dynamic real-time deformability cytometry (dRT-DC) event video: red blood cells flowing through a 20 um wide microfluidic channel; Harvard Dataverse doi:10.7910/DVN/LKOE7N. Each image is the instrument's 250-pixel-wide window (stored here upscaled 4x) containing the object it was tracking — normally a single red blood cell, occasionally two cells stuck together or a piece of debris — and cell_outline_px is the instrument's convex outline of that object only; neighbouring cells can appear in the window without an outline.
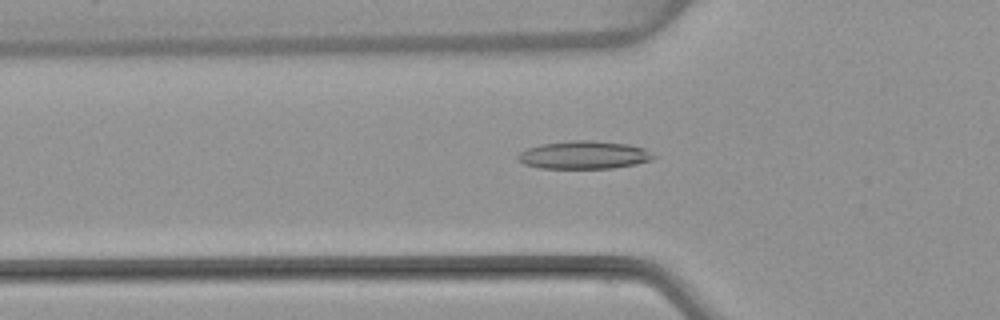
{"species": "common noctule bat (a hibernating species)", "species_latin": "Nyctalus noctula", "temperature_condition": "warm", "stored_images_in_passage": 53, "camera_frame_rate_fps": 3000, "um_per_image_px": 0.085, "animal": {"sex": "female", "body_mass_g": 22.7, "forearm_length_mm": 54.2}, "frame": {"image": 1, "passage_image": 18, "time_ms": 5.667, "image_size_px": [1000, 320], "cell_outline_px": [[656, 156], [652, 160], [636, 164], [612, 168], [540, 168], [524, 164], [516, 156], [520, 152], [528, 148], [544, 144], [572, 140], [592, 140], [628, 144], [644, 148]], "centroid_in_image_um": [49.67, 13.17], "position_along_channel_um": 76.1, "area_um2": 21.96}}
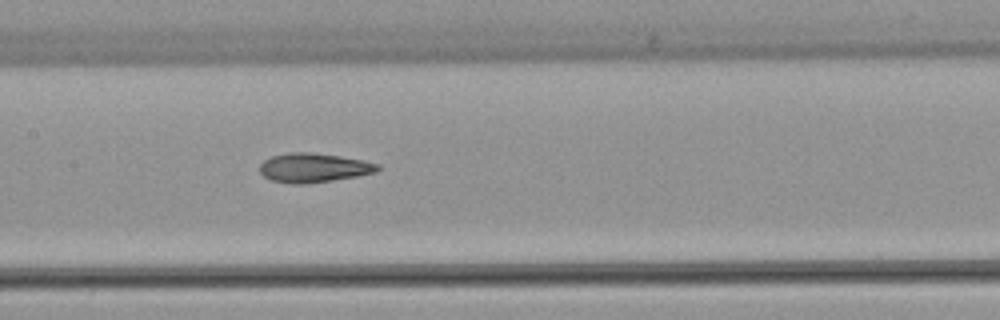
{"frame": {"image": 2, "passage_image": 26, "time_ms": 8.333, "image_size_px": [1000, 320], "cell_outline_px": [[380, 168], [376, 172], [356, 176], [332, 180], [304, 184], [292, 184], [272, 180], [264, 176], [260, 172], [260, 164], [264, 160], [272, 156], [288, 152], [312, 152], [340, 156], [364, 160], [380, 164]], "centroid_in_image_um": [26.66, 14.25], "position_along_channel_um": 180.7, "area_um2": 20.06}}
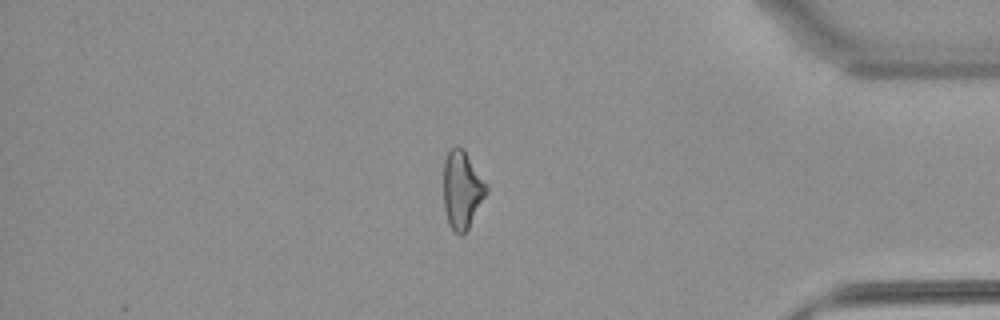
{"frame": {"image": 3, "passage_image": 45, "time_ms": 14.667, "image_size_px": [1000, 320], "cell_outline_px": [[488, 188], [468, 228], [460, 236], [448, 224], [444, 208], [444, 160], [448, 148], [456, 144], [460, 144], [464, 148], [488, 184]], "centroid_in_image_um": [39.26, 16.03], "position_along_channel_um": 395.9, "area_um2": 19.59}, "authors_computed_cell_mechanics": {"area_um2": 20.3456, "velocity_mm_per_s": 3.8873, "shape_relaxation_time_tau1_ms": null, "shape_relaxation_time_tau2_ms": 3.7999, "deformation_change_tau1": null, "deformation_change_tau2": 0.1389}}